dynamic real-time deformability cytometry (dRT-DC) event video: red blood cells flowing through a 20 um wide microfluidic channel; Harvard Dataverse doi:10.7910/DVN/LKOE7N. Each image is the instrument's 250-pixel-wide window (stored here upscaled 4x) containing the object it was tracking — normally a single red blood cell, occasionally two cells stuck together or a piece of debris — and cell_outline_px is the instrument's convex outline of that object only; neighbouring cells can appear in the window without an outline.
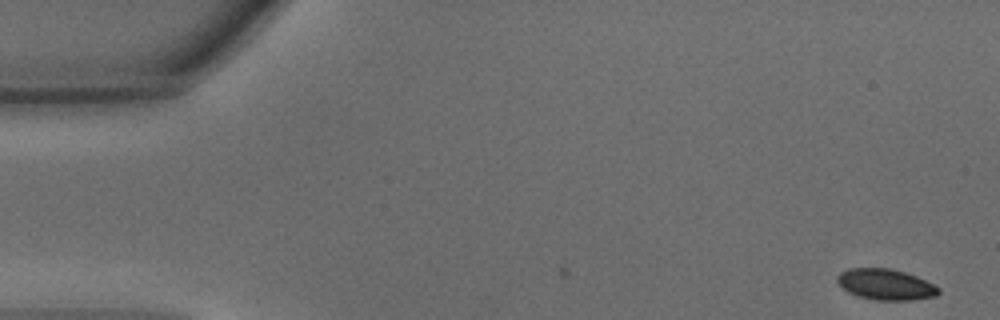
{"species": "common noctule bat (a hibernating species)", "species_latin": "Nyctalus noctula", "temperature_condition": "warm", "stored_images_in_passage": 45, "camera_frame_rate_fps": 3000, "um_per_image_px": 0.085, "animal": {"sex": "male", "body_mass_g": 15.6}, "frame": {"image": 1, "passage_image": 1, "time_ms": 0.0, "image_size_px": [1000, 320], "cell_outline_px": [[940, 292], [936, 296], [912, 300], [876, 300], [856, 296], [848, 292], [836, 280], [836, 276], [840, 272], [848, 268], [888, 268], [904, 272], [916, 276], [940, 288]], "centroid_in_image_um": [75.26, 24.18], "position_along_channel_um": 9.7, "area_um2": 18.21}}
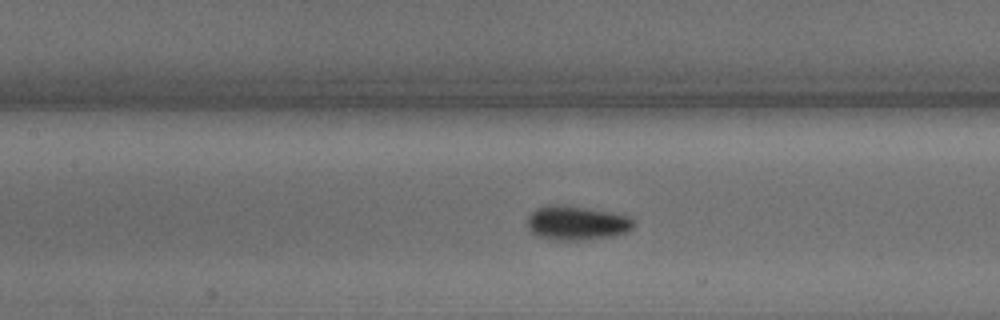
{"frame": {"image": 2, "passage_image": 20, "time_ms": 6.333, "image_size_px": [1000, 320], "cell_outline_px": [[636, 224], [628, 232], [612, 236], [580, 240], [552, 240], [536, 236], [528, 228], [528, 216], [536, 208], [552, 204], [556, 204], [612, 212], [632, 216]], "centroid_in_image_um": [49.05, 18.96], "position_along_channel_um": 158.4, "area_um2": 21.33}}
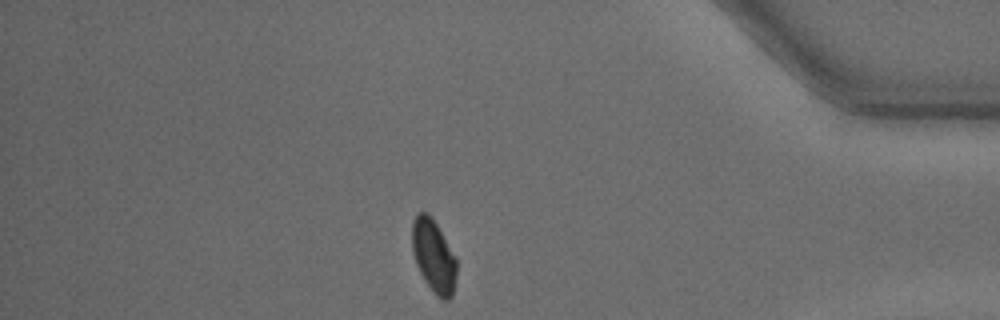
{"frame": {"image": 3, "passage_image": 39, "time_ms": 12.667, "image_size_px": [1000, 320], "cell_outline_px": [[456, 276], [452, 296], [448, 300], [444, 300], [436, 296], [424, 280], [416, 264], [412, 252], [412, 220], [416, 212], [428, 212], [432, 216], [456, 256]], "centroid_in_image_um": [36.85, 21.73], "position_along_channel_um": 398.4, "area_um2": 19.19}, "authors_computed_cell_mechanics": {"area_um2": 19.652, "velocity_mm_per_s": 4.3553, "shape_relaxation_time_tau1_ms": 2.6978, "shape_relaxation_time_tau2_ms": null, "deformation_change_tau1": 0.0775, "deformation_change_tau2": null}}